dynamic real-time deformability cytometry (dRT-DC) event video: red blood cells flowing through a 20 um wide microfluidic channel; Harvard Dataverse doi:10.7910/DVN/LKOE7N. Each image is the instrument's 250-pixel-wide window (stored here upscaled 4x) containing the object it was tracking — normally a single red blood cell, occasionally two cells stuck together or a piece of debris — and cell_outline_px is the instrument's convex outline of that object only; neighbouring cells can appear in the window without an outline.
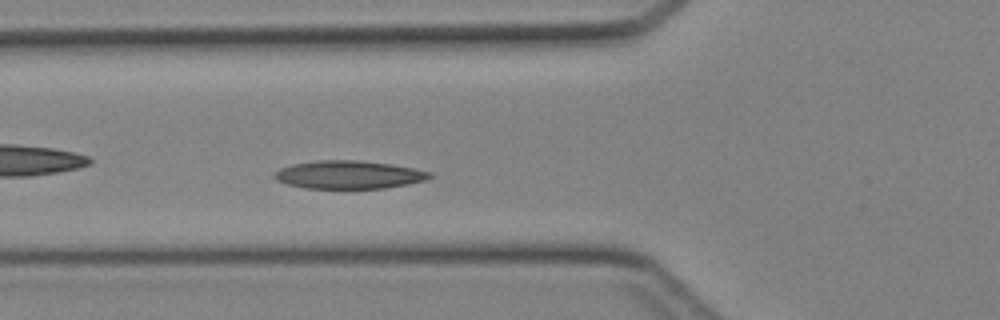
{"species": "Egyptian fruit bat (a non-hibernating species)", "species_latin": "Rousettus aegyptiacus", "temperature_condition": "cold", "stored_images_in_passage": 40, "camera_frame_rate_fps": 3000, "um_per_image_px": 0.085, "animal": {"sex": "female"}, "frame": {"image": 1, "passage_image": 11, "time_ms": 3.333, "image_size_px": [1000, 320], "cell_outline_px": [[428, 176], [420, 180], [400, 184], [376, 188], [312, 188], [280, 180], [276, 176], [280, 172], [288, 168], [300, 164], [384, 164], [408, 168], [424, 172]], "centroid_in_image_um": [29.69, 14.93], "position_along_channel_um": 96.1, "area_um2": 21.21}}
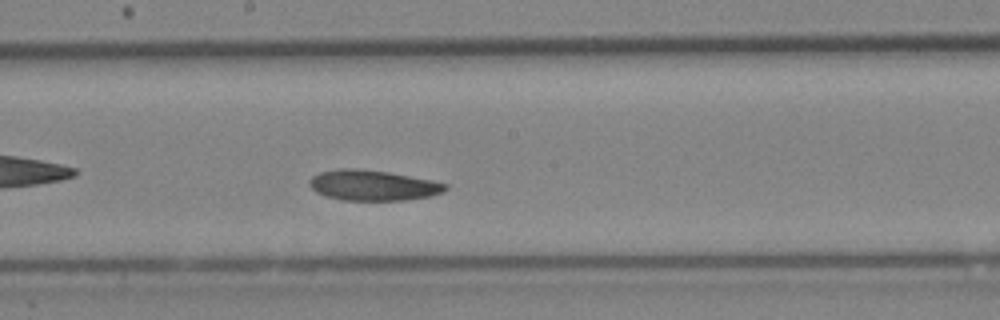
{"frame": {"image": 2, "passage_image": 19, "time_ms": 6.0, "image_size_px": [1000, 320], "cell_outline_px": [[444, 188], [436, 192], [424, 196], [388, 200], [356, 200], [332, 196], [320, 192], [312, 184], [312, 180], [316, 176], [324, 172], [380, 172], [424, 180], [444, 184]], "centroid_in_image_um": [31.71, 15.8], "position_along_channel_um": 216.5, "area_um2": 20.52}}
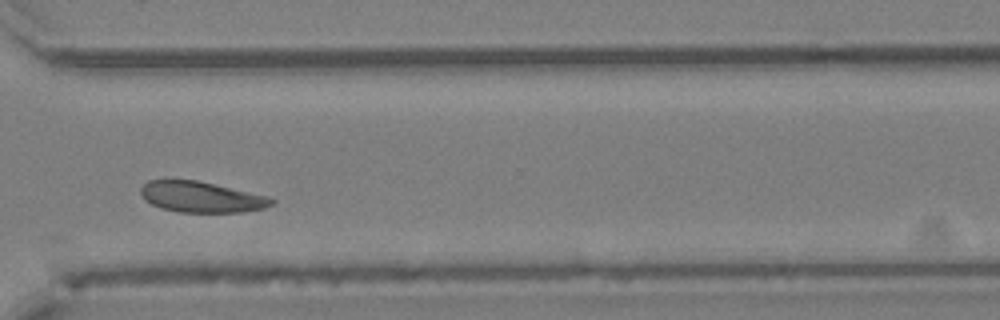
{"frame": {"image": 3, "passage_image": 28, "time_ms": 9.0, "image_size_px": [1000, 320], "cell_outline_px": [[272, 200], [268, 204], [260, 208], [232, 212], [188, 212], [164, 208], [148, 200], [144, 196], [144, 184], [152, 180], [192, 180]], "centroid_in_image_um": [16.96, 16.75], "position_along_channel_um": 353.6, "area_um2": 20.98}}